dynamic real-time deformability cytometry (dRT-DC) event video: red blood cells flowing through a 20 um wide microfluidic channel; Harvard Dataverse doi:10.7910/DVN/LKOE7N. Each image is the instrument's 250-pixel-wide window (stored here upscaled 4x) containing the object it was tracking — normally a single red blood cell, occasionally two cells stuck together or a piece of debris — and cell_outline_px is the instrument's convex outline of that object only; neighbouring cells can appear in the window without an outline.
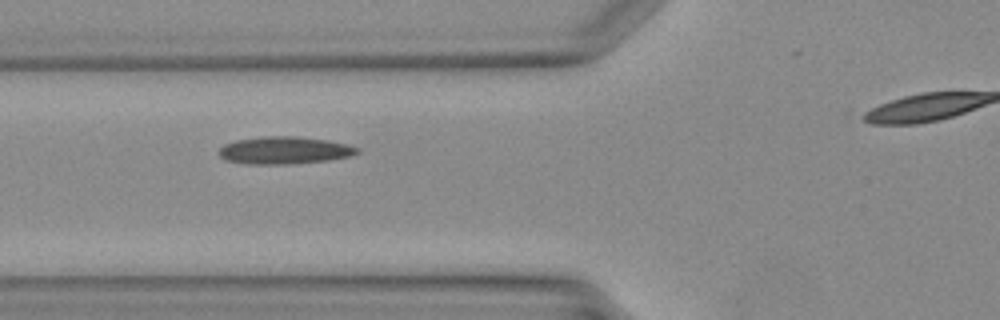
{"species": "Egyptian fruit bat (a non-hibernating species)", "species_latin": "Rousettus aegyptiacus", "temperature_condition": "warm", "stored_images_in_passage": 16, "camera_frame_rate_fps": 3000, "um_per_image_px": 0.085, "animal": {"sex": "female"}, "frame": {"image": 1, "passage_image": 6, "time_ms": 1.667, "image_size_px": [1000, 320], "cell_outline_px": [[360, 152], [352, 156], [328, 160], [292, 164], [244, 164], [224, 160], [216, 152], [224, 144], [236, 140], [264, 136], [296, 136], [328, 140], [348, 144], [360, 148]], "centroid_in_image_um": [24.17, 12.78], "position_along_channel_um": 101.6, "area_um2": 22.43}}
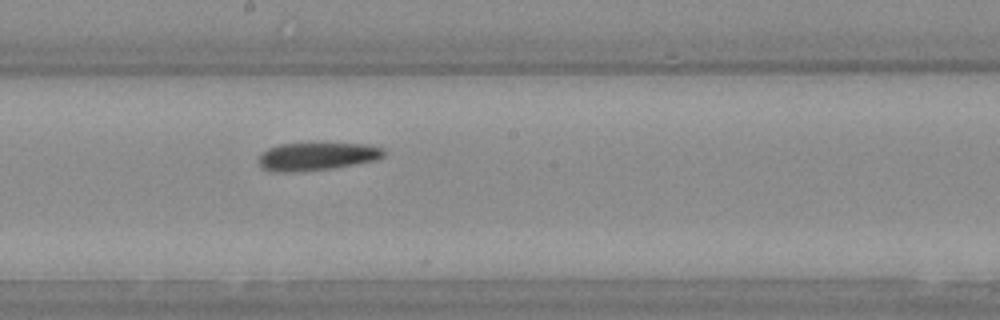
{"frame": {"image": 2, "passage_image": 13, "time_ms": 4.0, "image_size_px": [1000, 320], "cell_outline_px": [[384, 156], [376, 160], [332, 168], [292, 172], [276, 172], [264, 168], [260, 164], [260, 156], [268, 148], [280, 144], [368, 144], [384, 148]], "centroid_in_image_um": [26.97, 13.29], "position_along_channel_um": 221.2, "area_um2": 19.94}}
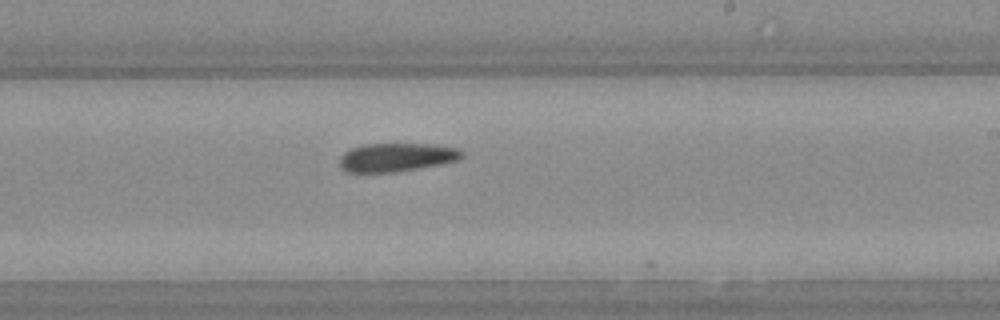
{"frame": {"image": 3, "passage_image": 15, "time_ms": 4.667, "image_size_px": [1000, 320], "cell_outline_px": [[464, 156], [456, 160], [416, 168], [392, 172], [344, 172], [340, 168], [340, 156], [344, 152], [360, 144], [432, 144], [456, 148], [464, 152]], "centroid_in_image_um": [33.64, 13.36], "position_along_channel_um": 255.4, "area_um2": 20.11}}